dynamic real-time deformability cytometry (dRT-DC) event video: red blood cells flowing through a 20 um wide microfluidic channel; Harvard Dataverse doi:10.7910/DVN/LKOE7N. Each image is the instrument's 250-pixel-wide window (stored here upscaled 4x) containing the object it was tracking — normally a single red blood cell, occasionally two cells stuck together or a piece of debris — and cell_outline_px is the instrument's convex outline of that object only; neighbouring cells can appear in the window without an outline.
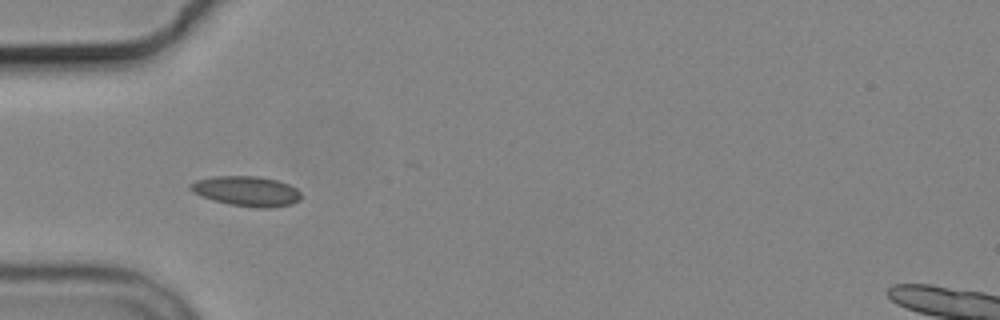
{"species": "common noctule bat (a hibernating species)", "species_latin": "Nyctalus noctula", "temperature_condition": "cold", "stored_images_in_passage": 6, "camera_frame_rate_fps": 3000, "um_per_image_px": 0.085, "animal": {"sex": "male", "body_mass_g": 19.2, "forearm_length_mm": 51.8}, "frame": {"image": 1, "passage_image": 5, "time_ms": 6.0, "image_size_px": [1000, 320], "cell_outline_px": [[300, 200], [292, 204], [268, 208], [256, 208], [228, 204], [212, 200], [192, 192], [188, 188], [188, 184], [196, 180], [212, 176], [256, 176], [276, 180], [288, 184], [296, 188], [300, 192]], "centroid_in_image_um": [20.92, 16.25], "position_along_channel_um": 64.1, "area_um2": 19.48}}
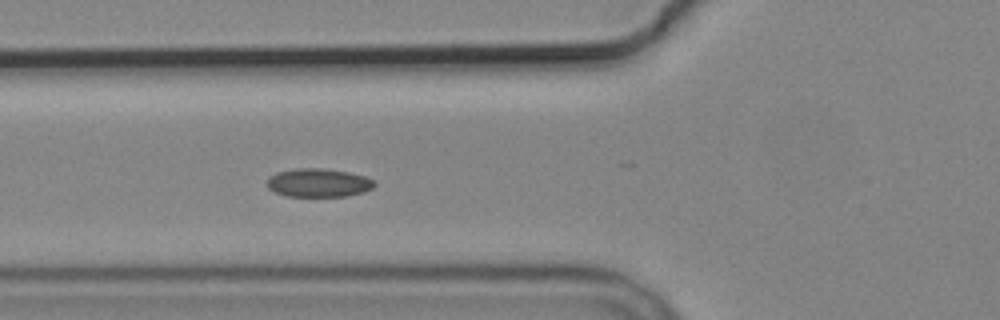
{"frame": {"image": 2, "passage_image": 6, "time_ms": 7.0, "image_size_px": [1000, 320], "cell_outline_px": [[376, 184], [372, 188], [364, 192], [348, 196], [284, 196], [268, 188], [268, 176], [276, 172], [296, 168], [324, 168], [348, 172], [364, 176], [372, 180]], "centroid_in_image_um": [27.05, 15.53], "position_along_channel_um": 98.7, "area_um2": 17.86}}